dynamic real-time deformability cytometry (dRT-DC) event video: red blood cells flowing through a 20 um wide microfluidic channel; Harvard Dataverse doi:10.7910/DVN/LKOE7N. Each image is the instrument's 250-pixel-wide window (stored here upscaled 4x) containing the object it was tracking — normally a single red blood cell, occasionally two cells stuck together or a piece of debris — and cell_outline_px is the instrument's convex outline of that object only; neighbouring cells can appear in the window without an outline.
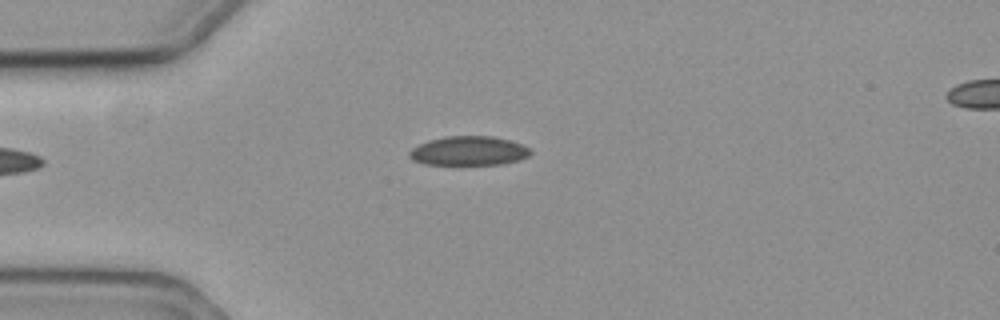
{"species": "common noctule bat (a hibernating species)", "species_latin": "Nyctalus noctula", "temperature_condition": "cold", "stored_images_in_passage": 40, "camera_frame_rate_fps": 3000, "um_per_image_px": 0.085, "animal": {"sex": "female", "body_mass_g": 19.3, "forearm_length_mm": 54.1}, "frame": {"image": 1, "passage_image": 1, "time_ms": 0.0, "image_size_px": [1000, 320], "cell_outline_px": [[532, 152], [528, 156], [520, 160], [504, 164], [424, 164], [412, 160], [408, 156], [408, 152], [412, 148], [428, 140], [444, 136], [492, 136], [508, 140], [520, 144], [528, 148]], "centroid_in_image_um": [39.81, 12.82], "position_along_channel_um": 45.2, "area_um2": 20.58}}
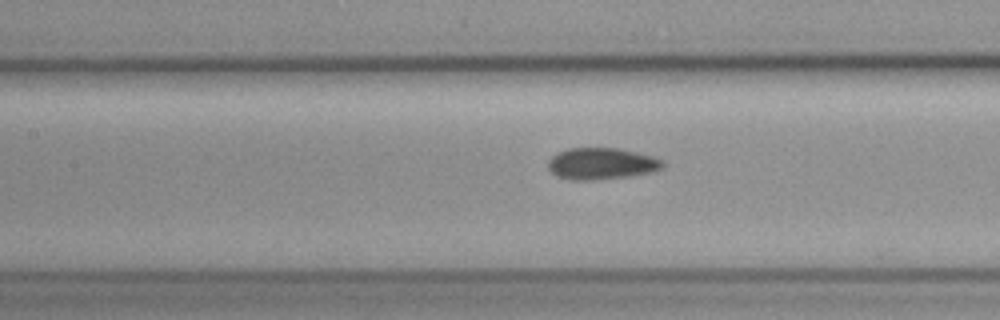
{"frame": {"image": 2, "passage_image": 12, "time_ms": 3.667, "image_size_px": [1000, 320], "cell_outline_px": [[664, 168], [652, 172], [632, 176], [592, 180], [568, 180], [556, 176], [548, 168], [548, 160], [552, 156], [568, 148], [620, 148], [652, 156], [664, 160]], "centroid_in_image_um": [51.15, 13.92], "position_along_channel_um": 156.3, "area_um2": 21.33}}
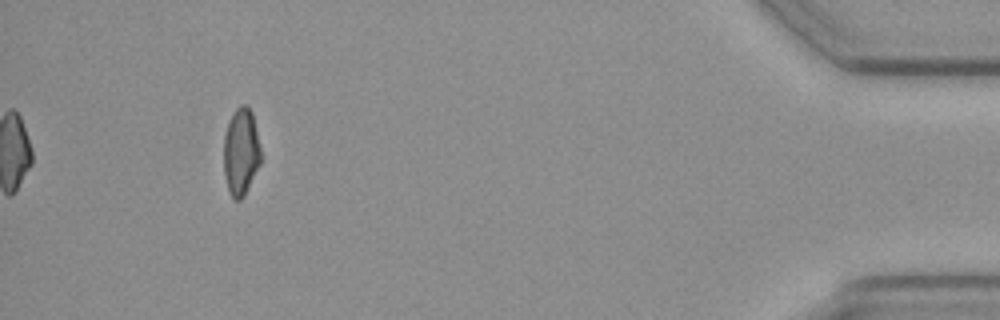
{"frame": {"image": 3, "passage_image": 40, "time_ms": 13.0, "image_size_px": [1000, 320], "cell_outline_px": [[260, 164], [244, 196], [240, 200], [236, 200], [232, 196], [228, 188], [224, 172], [224, 136], [232, 112], [240, 104], [244, 104], [252, 112], [260, 148]], "centroid_in_image_um": [20.48, 12.89], "position_along_channel_um": 414.7, "area_um2": 18.61}, "authors_computed_cell_mechanics": {"area_um2": 20.808, "velocity_mm_per_s": 3.5404, "shape_relaxation_time_tau1_ms": null, "shape_relaxation_time_tau2_ms": 4.5766, "deformation_change_tau1": null, "deformation_change_tau2": 0.1039}}